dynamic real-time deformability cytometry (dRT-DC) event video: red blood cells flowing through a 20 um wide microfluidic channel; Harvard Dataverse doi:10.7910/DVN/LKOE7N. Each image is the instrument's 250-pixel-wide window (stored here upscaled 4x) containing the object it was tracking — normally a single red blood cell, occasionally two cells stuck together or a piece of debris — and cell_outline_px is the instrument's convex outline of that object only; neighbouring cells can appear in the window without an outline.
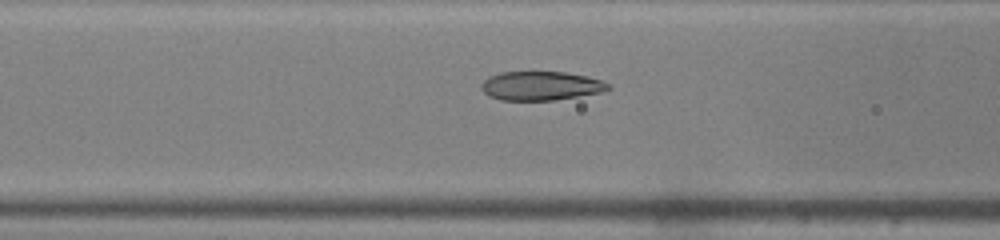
{"species": "common noctule bat (a hibernating species)", "species_latin": "Nyctalus noctula", "temperature_condition": "warm", "stored_images_in_passage": 33, "camera_frame_rate_fps": 3000, "um_per_image_px": 0.085, "animal": {"sex": "male", "body_mass_g": 19.0, "forearm_length_mm": 50.8}, "frame": {"image": 1, "passage_image": 5, "time_ms": 1.333, "image_size_px": [1000, 240], "cell_outline_px": [[612, 88], [600, 92], [556, 100], [500, 100], [488, 96], [480, 88], [480, 84], [488, 76], [500, 72], [564, 72], [588, 76], [600, 80], [608, 84]], "centroid_in_image_um": [45.92, 7.29], "position_along_channel_um": 120.7, "area_um2": 21.44}}
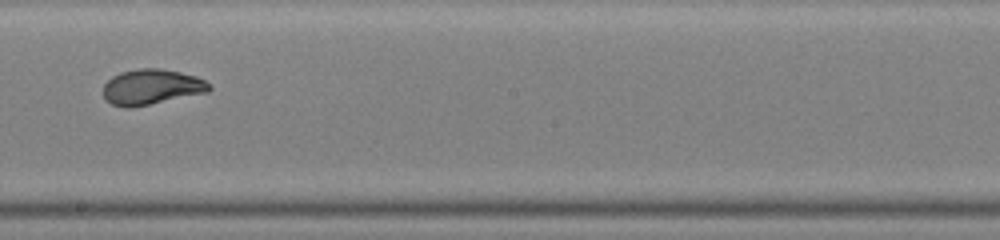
{"frame": {"image": 2, "passage_image": 13, "time_ms": 4.0, "image_size_px": [1000, 240], "cell_outline_px": [[212, 88], [208, 92], [132, 108], [124, 108], [112, 104], [104, 96], [104, 84], [112, 76], [120, 72], [140, 68], [160, 68], [180, 72], [196, 76], [212, 84]], "centroid_in_image_um": [12.9, 7.39], "position_along_channel_um": 235.3, "area_um2": 21.96}}
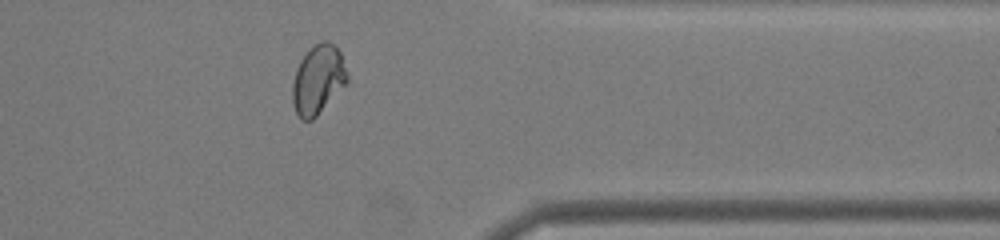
{"frame": {"image": 3, "passage_image": 24, "time_ms": 7.667, "image_size_px": [1000, 240], "cell_outline_px": [[348, 84], [312, 120], [300, 120], [296, 112], [292, 100], [292, 84], [296, 68], [300, 60], [308, 48], [324, 40], [328, 40], [336, 44], [340, 52], [348, 72]], "centroid_in_image_um": [27.05, 6.75], "position_along_channel_um": 384.3, "area_um2": 22.54}, "authors_computed_cell_mechanics": {"area_um2": 22.0218, "velocity_mm_per_s": 4.3162, "shape_relaxation_time_tau1_ms": 5.3076, "shape_relaxation_time_tau2_ms": null, "deformation_change_tau1": 0.2289, "deformation_change_tau2": null}}